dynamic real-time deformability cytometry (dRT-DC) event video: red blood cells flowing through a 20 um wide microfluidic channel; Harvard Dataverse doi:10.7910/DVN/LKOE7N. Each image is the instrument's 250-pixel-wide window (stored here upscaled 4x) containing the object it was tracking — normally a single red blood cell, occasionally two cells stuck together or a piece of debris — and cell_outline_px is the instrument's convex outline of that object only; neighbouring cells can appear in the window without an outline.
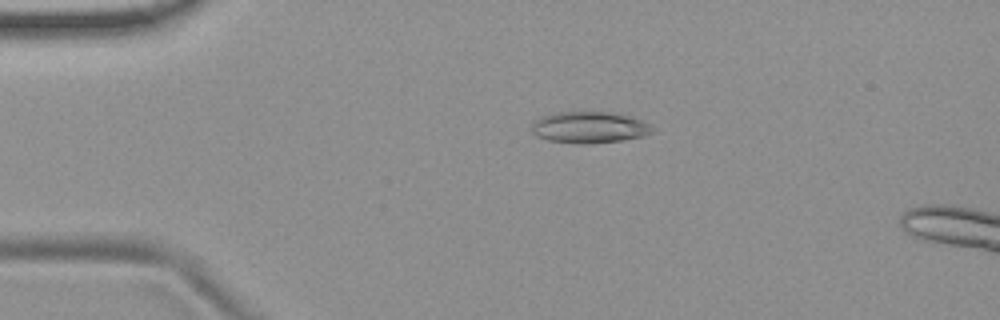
{"species": "common noctule bat (a hibernating species)", "species_latin": "Nyctalus noctula", "temperature_condition": "room temperature", "stored_images_in_passage": 55, "camera_frame_rate_fps": 3000, "um_per_image_px": 0.085, "animal": {"sex": "female", "body_mass_g": 19.9}, "frame": {"image": 1, "passage_image": 12, "time_ms": 3.667, "image_size_px": [1000, 320], "cell_outline_px": [[656, 128], [652, 132], [644, 136], [624, 140], [584, 144], [580, 144], [548, 140], [536, 136], [532, 132], [532, 124], [540, 116], [556, 112], [608, 112], [628, 116], [640, 120]], "centroid_in_image_um": [50.08, 10.83], "position_along_channel_um": 34.9, "area_um2": 22.08}}
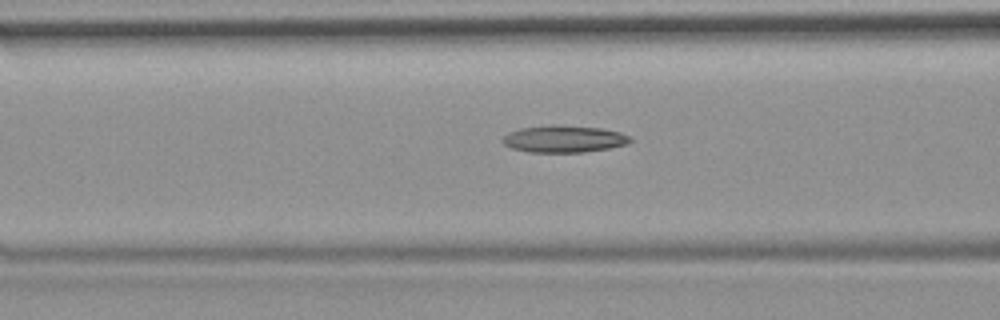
{"frame": {"image": 2, "passage_image": 22, "time_ms": 7.0, "image_size_px": [1000, 320], "cell_outline_px": [[632, 140], [628, 144], [608, 148], [584, 152], [528, 152], [512, 148], [504, 144], [500, 140], [508, 132], [520, 128], [552, 124], [600, 128], [620, 132], [632, 136]], "centroid_in_image_um": [47.93, 11.8], "position_along_channel_um": 118.7, "area_um2": 20.23}}
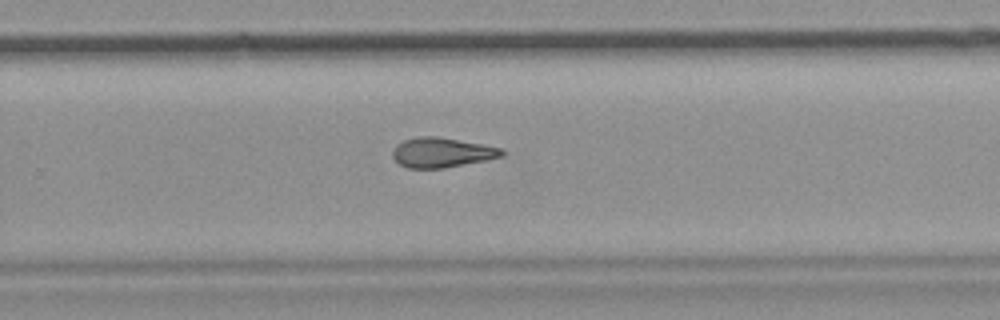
{"frame": {"image": 3, "passage_image": 36, "time_ms": 11.667, "image_size_px": [1000, 320], "cell_outline_px": [[504, 152], [500, 156], [484, 160], [444, 168], [408, 168], [400, 164], [392, 156], [392, 152], [396, 144], [404, 140], [420, 136], [436, 136], [484, 144], [500, 148]], "centroid_in_image_um": [37.51, 12.95], "position_along_channel_um": 292.3, "area_um2": 18.73}}